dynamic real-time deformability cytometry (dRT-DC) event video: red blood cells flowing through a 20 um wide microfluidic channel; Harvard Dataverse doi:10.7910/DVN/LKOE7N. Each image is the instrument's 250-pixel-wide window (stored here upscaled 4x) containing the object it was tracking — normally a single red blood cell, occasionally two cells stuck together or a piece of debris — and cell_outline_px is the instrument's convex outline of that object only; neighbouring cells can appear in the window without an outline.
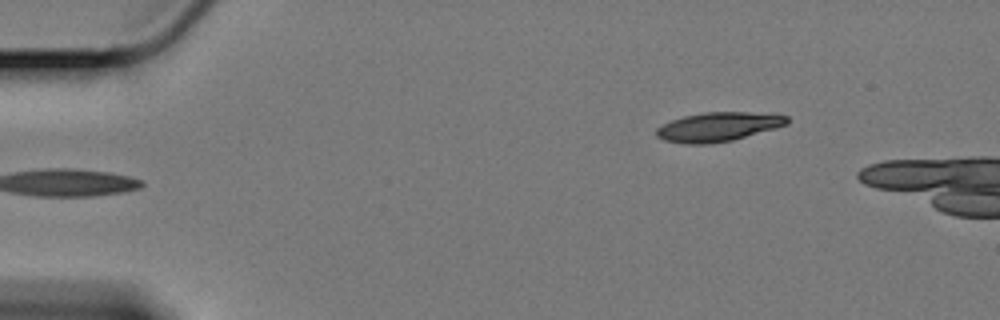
{"species": "Egyptian fruit bat (a non-hibernating species)", "species_latin": "Rousettus aegyptiacus", "temperature_condition": "cold", "stored_images_in_passage": 6, "camera_frame_rate_fps": 3000, "um_per_image_px": 0.085, "animal": {"sex": "female"}, "frame": {"image": 1, "passage_image": 1, "time_ms": 0.0, "image_size_px": [1000, 320], "cell_outline_px": [[788, 124], [776, 128], [732, 140], [708, 144], [684, 144], [664, 140], [656, 136], [656, 128], [672, 120], [684, 116], [704, 112], [748, 112], [788, 116]], "centroid_in_image_um": [61.02, 10.78], "position_along_channel_um": 24.0, "area_um2": 22.02}}